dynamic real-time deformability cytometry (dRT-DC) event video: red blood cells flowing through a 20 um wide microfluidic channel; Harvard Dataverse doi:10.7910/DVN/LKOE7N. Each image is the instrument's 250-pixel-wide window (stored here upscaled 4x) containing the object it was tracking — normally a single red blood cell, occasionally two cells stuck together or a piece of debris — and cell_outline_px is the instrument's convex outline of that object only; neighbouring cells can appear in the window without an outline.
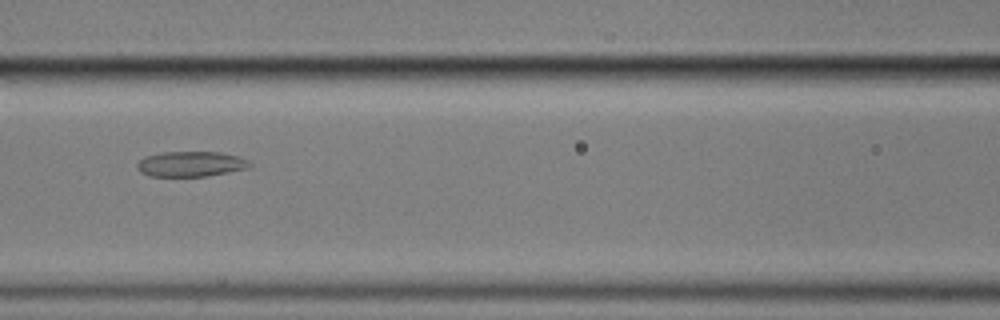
{"species": "common noctule bat (a hibernating species)", "species_latin": "Nyctalus noctula", "temperature_condition": "cold", "stored_images_in_passage": 6, "camera_frame_rate_fps": 3000, "um_per_image_px": 0.085, "animal": {"sex": "male", "body_mass_g": 17.9}, "frame": {"image": 1, "passage_image": 4, "time_ms": 4.0, "image_size_px": [1000, 320], "cell_outline_px": [[252, 164], [248, 168], [208, 176], [148, 176], [140, 172], [136, 168], [136, 164], [144, 156], [164, 152], [220, 152], [236, 156], [248, 160]], "centroid_in_image_um": [16.18, 13.94], "position_along_channel_um": 150.4, "area_um2": 16.59}}
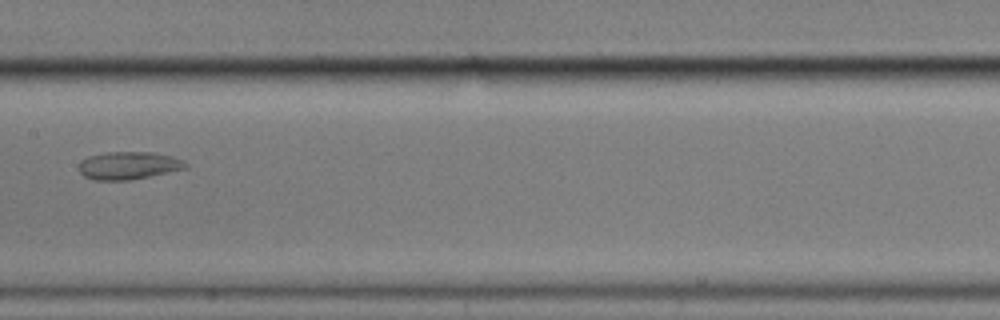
{"frame": {"image": 2, "passage_image": 5, "time_ms": 5.333, "image_size_px": [1000, 320], "cell_outline_px": [[188, 168], [128, 180], [92, 180], [84, 176], [80, 172], [80, 160], [88, 156], [108, 152], [152, 152], [172, 156], [184, 160], [188, 164]], "centroid_in_image_um": [10.93, 14.06], "position_along_channel_um": 196.5, "area_um2": 17.22}}
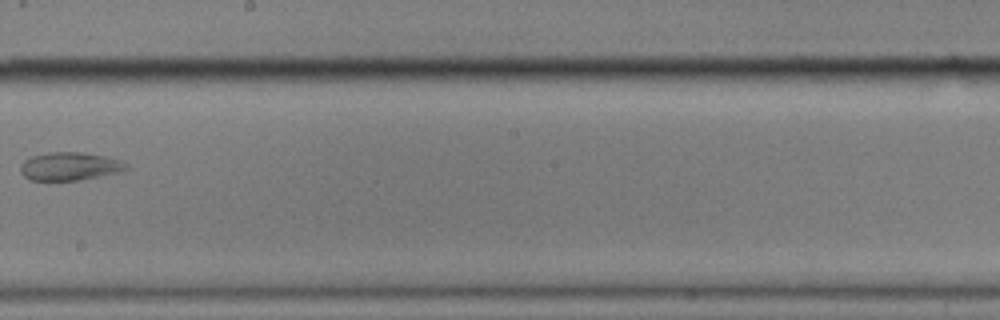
{"frame": {"image": 3, "passage_image": 6, "time_ms": 6.667, "image_size_px": [1000, 320], "cell_outline_px": [[128, 168], [120, 172], [80, 180], [28, 180], [20, 172], [20, 164], [24, 160], [32, 156], [48, 152], [84, 152], [104, 156], [120, 160], [128, 164]], "centroid_in_image_um": [5.91, 14.13], "position_along_channel_um": 242.3, "area_um2": 17.46}}